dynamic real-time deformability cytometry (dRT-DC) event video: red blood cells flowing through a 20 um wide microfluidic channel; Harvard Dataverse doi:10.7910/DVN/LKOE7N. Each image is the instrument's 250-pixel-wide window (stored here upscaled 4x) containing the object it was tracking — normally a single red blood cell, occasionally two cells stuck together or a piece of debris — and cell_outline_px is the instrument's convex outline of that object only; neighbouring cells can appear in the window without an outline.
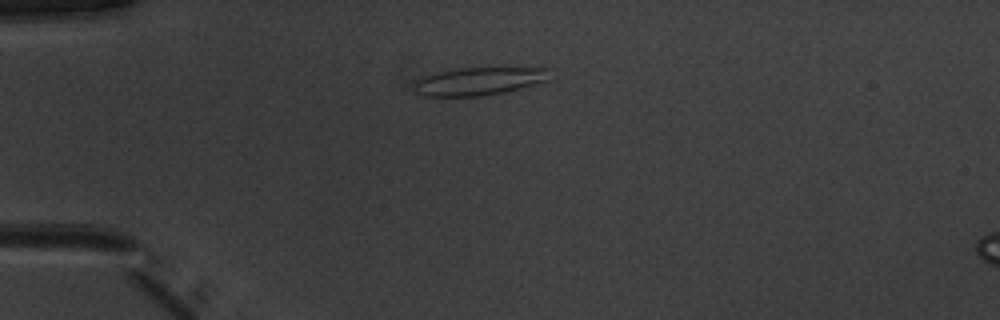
{"species": "common noctule bat (a hibernating species)", "species_latin": "Nyctalus noctula", "temperature_condition": "warm", "stored_images_in_passage": 39, "camera_frame_rate_fps": 3000, "um_per_image_px": 0.085, "animal": {"sex": "male", "body_mass_g": 20.1, "forearm_length_mm": 53.5}, "frame": {"image": 1, "passage_image": 1, "time_ms": 0.0, "image_size_px": [1000, 320], "cell_outline_px": [[548, 80], [504, 92], [480, 96], [424, 96], [416, 92], [416, 80], [420, 76], [460, 68], [548, 68]], "centroid_in_image_um": [40.67, 6.9], "position_along_channel_um": 44.3, "area_um2": 21.62}}
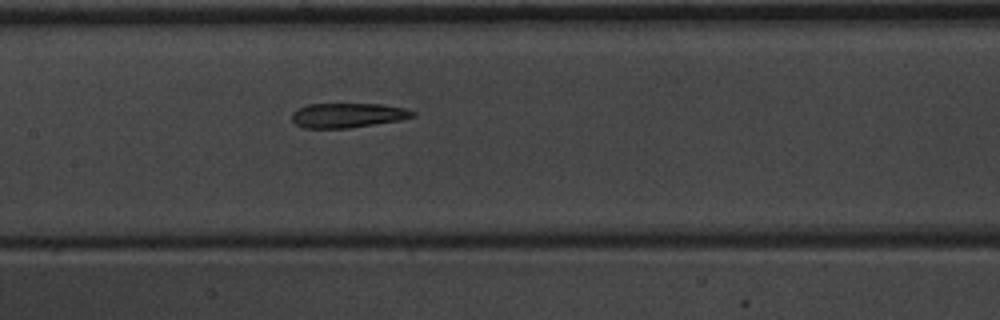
{"frame": {"image": 2, "passage_image": 13, "time_ms": 4.0, "image_size_px": [1000, 320], "cell_outline_px": [[416, 116], [400, 120], [348, 128], [304, 128], [296, 124], [292, 120], [292, 112], [296, 108], [308, 104], [380, 104], [404, 108], [416, 112]], "centroid_in_image_um": [29.53, 9.8], "position_along_channel_um": 177.9, "area_um2": 17.34}}
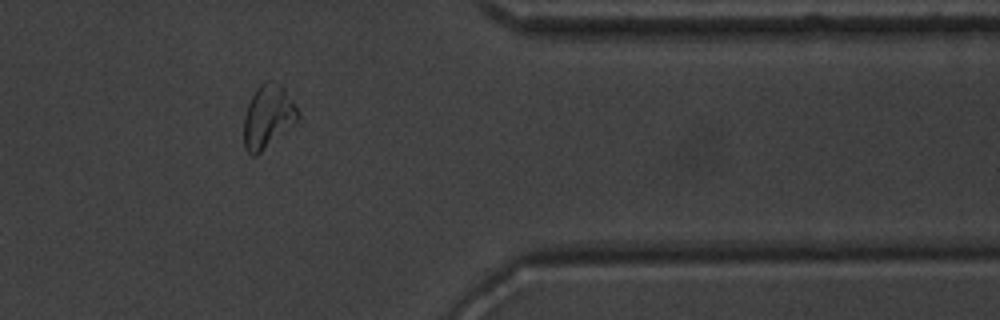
{"frame": {"image": 3, "passage_image": 30, "time_ms": 9.667, "image_size_px": [1000, 320], "cell_outline_px": [[300, 116], [296, 120], [256, 156], [252, 156], [244, 148], [244, 116], [248, 104], [256, 88], [260, 84], [268, 80], [272, 80], [280, 84], [284, 88], [300, 112]], "centroid_in_image_um": [22.75, 9.88], "position_along_channel_um": 388.7, "area_um2": 19.54}, "authors_computed_cell_mechanics": {"area_um2": 18.6116, "velocity_mm_per_s": 3.9757, "shape_relaxation_time_tau1_ms": null, "shape_relaxation_time_tau2_ms": 2.8499, "deformation_change_tau1": null, "deformation_change_tau2": 0.1298}}